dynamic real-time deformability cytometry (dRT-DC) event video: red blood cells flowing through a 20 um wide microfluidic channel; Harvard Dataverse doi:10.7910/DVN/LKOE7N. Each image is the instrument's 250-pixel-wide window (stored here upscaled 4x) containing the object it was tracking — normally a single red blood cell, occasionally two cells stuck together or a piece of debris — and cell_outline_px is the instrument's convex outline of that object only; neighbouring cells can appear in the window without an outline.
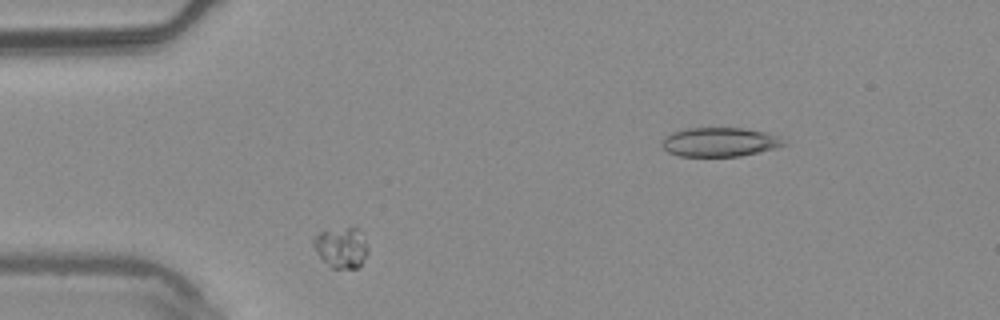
{"species": "common noctule bat (a hibernating species)", "species_latin": "Nyctalus noctula", "temperature_condition": "warm", "stored_images_in_passage": 3, "segment_of_instrument_passage": [1, 2], "camera_frame_rate_fps": 3000, "um_per_image_px": 0.085, "animal": {"sex": "male", "body_mass_g": 20.4}, "frame": {"image": 1, "passage_image": 2, "time_ms": 0.333, "image_size_px": [1000, 320], "cell_outline_px": [[368, 252], [360, 264], [356, 268], [332, 268], [320, 256], [312, 244], [312, 240], [320, 232], [348, 228], [360, 228], [368, 248]], "centroid_in_image_um": [29.03, 21.04], "position_along_channel_um": 56.0, "area_um2": 12.54}}